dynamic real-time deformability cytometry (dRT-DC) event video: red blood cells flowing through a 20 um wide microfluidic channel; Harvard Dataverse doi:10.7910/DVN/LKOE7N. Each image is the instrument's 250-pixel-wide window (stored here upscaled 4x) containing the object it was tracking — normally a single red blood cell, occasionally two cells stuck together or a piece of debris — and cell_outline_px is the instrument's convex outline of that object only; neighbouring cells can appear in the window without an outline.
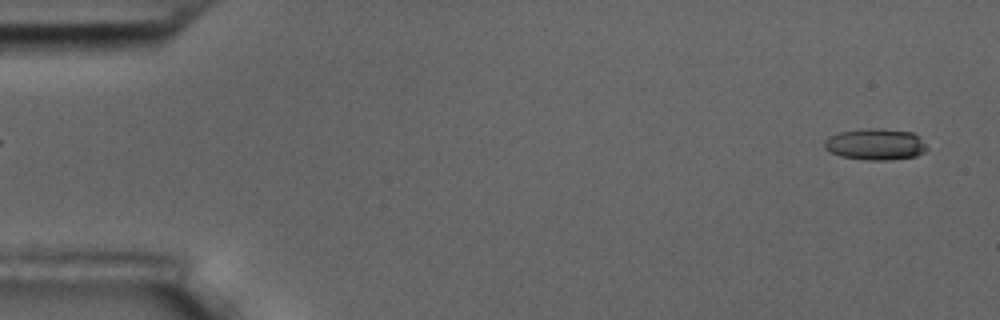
{"species": "common noctule bat (a hibernating species)", "species_latin": "Nyctalus noctula", "temperature_condition": "room temperature", "stored_images_in_passage": 6, "segment_of_instrument_passage": [2, 2], "camera_frame_rate_fps": 3000, "um_per_image_px": 0.085, "animal": {"sex": "male", "body_mass_g": 17.5, "forearm_length_mm": 52.3}, "frame": {"image": 1, "passage_image": 6, "time_ms": 6.0, "image_size_px": [1000, 320], "cell_outline_px": [[928, 148], [924, 152], [916, 156], [888, 160], [868, 160], [840, 156], [824, 148], [824, 140], [828, 136], [840, 132], [868, 128], [876, 128], [912, 132], [920, 136]], "centroid_in_image_um": [74.42, 12.26], "position_along_channel_um": 10.6, "area_um2": 18.79}}